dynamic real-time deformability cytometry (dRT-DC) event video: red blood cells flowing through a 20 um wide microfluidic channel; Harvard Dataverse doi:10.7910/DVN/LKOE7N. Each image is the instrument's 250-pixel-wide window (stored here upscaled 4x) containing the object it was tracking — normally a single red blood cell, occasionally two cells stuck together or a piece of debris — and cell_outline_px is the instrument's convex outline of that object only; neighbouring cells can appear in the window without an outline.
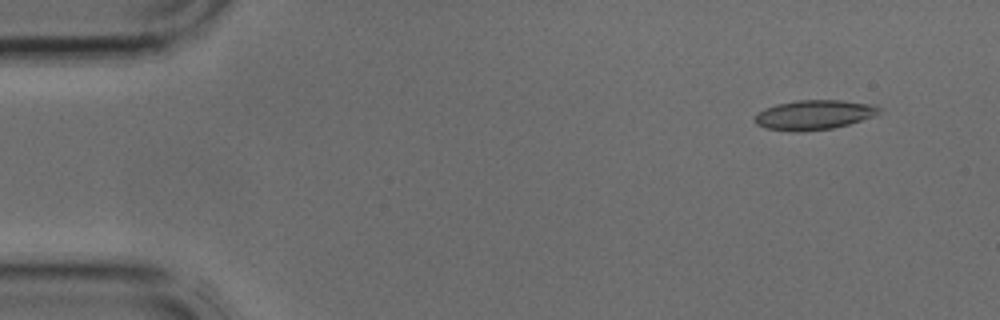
{"species": "common noctule bat (a hibernating species)", "species_latin": "Nyctalus noctula", "temperature_condition": "cold", "stored_images_in_passage": 4, "camera_frame_rate_fps": 3000, "um_per_image_px": 0.085, "animal": {"sex": "male", "body_mass_g": 17.9, "forearm_length_mm": 54.2}, "frame": {"image": 1, "passage_image": 2, "time_ms": 0.333, "image_size_px": [1000, 320], "cell_outline_px": [[884, 108], [880, 112], [872, 116], [848, 124], [832, 128], [800, 132], [792, 132], [764, 128], [756, 124], [756, 112], [764, 108], [776, 104], [796, 100], [840, 100], [872, 104]], "centroid_in_image_um": [69.16, 9.76], "position_along_channel_um": 15.8, "area_um2": 21.56}}
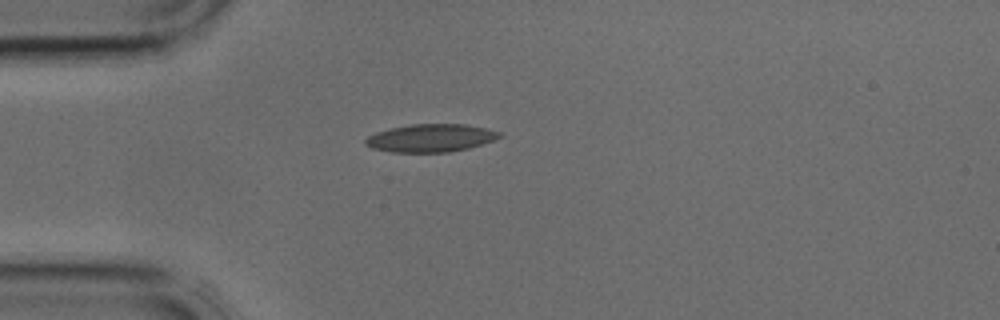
{"frame": {"image": 2, "passage_image": 4, "time_ms": 1.0, "image_size_px": [1000, 320], "cell_outline_px": [[504, 136], [468, 148], [448, 152], [392, 152], [372, 148], [364, 144], [364, 140], [368, 136], [376, 132], [392, 128], [412, 124], [464, 124], [484, 128], [500, 132]], "centroid_in_image_um": [36.58, 11.73], "position_along_channel_um": 48.4, "area_um2": 21.56}}